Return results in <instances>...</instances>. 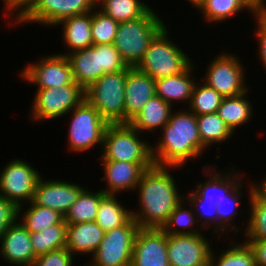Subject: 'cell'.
<instances>
[{
  "label": "cell",
  "mask_w": 266,
  "mask_h": 266,
  "mask_svg": "<svg viewBox=\"0 0 266 266\" xmlns=\"http://www.w3.org/2000/svg\"><path fill=\"white\" fill-rule=\"evenodd\" d=\"M140 134L129 123L108 124L100 160L153 163L151 146L141 139Z\"/></svg>",
  "instance_id": "8992f818"
},
{
  "label": "cell",
  "mask_w": 266,
  "mask_h": 266,
  "mask_svg": "<svg viewBox=\"0 0 266 266\" xmlns=\"http://www.w3.org/2000/svg\"><path fill=\"white\" fill-rule=\"evenodd\" d=\"M0 249V255L12 266H32L37 258L30 232L19 221L11 225L0 238Z\"/></svg>",
  "instance_id": "ac0fdd59"
},
{
  "label": "cell",
  "mask_w": 266,
  "mask_h": 266,
  "mask_svg": "<svg viewBox=\"0 0 266 266\" xmlns=\"http://www.w3.org/2000/svg\"><path fill=\"white\" fill-rule=\"evenodd\" d=\"M18 206L0 196V238L6 230L18 221Z\"/></svg>",
  "instance_id": "7bdbcfd3"
},
{
  "label": "cell",
  "mask_w": 266,
  "mask_h": 266,
  "mask_svg": "<svg viewBox=\"0 0 266 266\" xmlns=\"http://www.w3.org/2000/svg\"><path fill=\"white\" fill-rule=\"evenodd\" d=\"M69 113L72 115L67 141L70 152H86L95 146H103L104 132L109 123L95 107L85 99Z\"/></svg>",
  "instance_id": "ba28073f"
},
{
  "label": "cell",
  "mask_w": 266,
  "mask_h": 266,
  "mask_svg": "<svg viewBox=\"0 0 266 266\" xmlns=\"http://www.w3.org/2000/svg\"><path fill=\"white\" fill-rule=\"evenodd\" d=\"M254 254L256 266H266V240H244Z\"/></svg>",
  "instance_id": "f6af8a7d"
},
{
  "label": "cell",
  "mask_w": 266,
  "mask_h": 266,
  "mask_svg": "<svg viewBox=\"0 0 266 266\" xmlns=\"http://www.w3.org/2000/svg\"><path fill=\"white\" fill-rule=\"evenodd\" d=\"M119 203L117 195L106 194L99 203L96 223L104 232L121 227L132 218L131 209Z\"/></svg>",
  "instance_id": "4316f807"
},
{
  "label": "cell",
  "mask_w": 266,
  "mask_h": 266,
  "mask_svg": "<svg viewBox=\"0 0 266 266\" xmlns=\"http://www.w3.org/2000/svg\"><path fill=\"white\" fill-rule=\"evenodd\" d=\"M256 20V28L255 30V36L257 35V41L259 44L258 55H259V60L262 62L263 66L265 67L264 70H266V13H260L256 14L254 16Z\"/></svg>",
  "instance_id": "ee69618b"
},
{
  "label": "cell",
  "mask_w": 266,
  "mask_h": 266,
  "mask_svg": "<svg viewBox=\"0 0 266 266\" xmlns=\"http://www.w3.org/2000/svg\"><path fill=\"white\" fill-rule=\"evenodd\" d=\"M253 183L248 184V207L251 213L243 233L245 240H266V202L254 191Z\"/></svg>",
  "instance_id": "4dcf8cb0"
},
{
  "label": "cell",
  "mask_w": 266,
  "mask_h": 266,
  "mask_svg": "<svg viewBox=\"0 0 266 266\" xmlns=\"http://www.w3.org/2000/svg\"><path fill=\"white\" fill-rule=\"evenodd\" d=\"M103 74L85 90V99L109 123H125V83L131 69Z\"/></svg>",
  "instance_id": "5b68a950"
},
{
  "label": "cell",
  "mask_w": 266,
  "mask_h": 266,
  "mask_svg": "<svg viewBox=\"0 0 266 266\" xmlns=\"http://www.w3.org/2000/svg\"><path fill=\"white\" fill-rule=\"evenodd\" d=\"M195 70L192 63L184 72L155 80L156 95L162 100L174 106L175 102L187 101L189 105L196 77L192 75Z\"/></svg>",
  "instance_id": "7402d4cb"
},
{
  "label": "cell",
  "mask_w": 266,
  "mask_h": 266,
  "mask_svg": "<svg viewBox=\"0 0 266 266\" xmlns=\"http://www.w3.org/2000/svg\"><path fill=\"white\" fill-rule=\"evenodd\" d=\"M189 1L190 3H192V7L195 6L196 8L198 7V5L203 1V0H186Z\"/></svg>",
  "instance_id": "681fc988"
},
{
  "label": "cell",
  "mask_w": 266,
  "mask_h": 266,
  "mask_svg": "<svg viewBox=\"0 0 266 266\" xmlns=\"http://www.w3.org/2000/svg\"><path fill=\"white\" fill-rule=\"evenodd\" d=\"M163 22L151 7L142 17L119 23L113 45L127 66L140 62L150 42L166 26Z\"/></svg>",
  "instance_id": "3957f363"
},
{
  "label": "cell",
  "mask_w": 266,
  "mask_h": 266,
  "mask_svg": "<svg viewBox=\"0 0 266 266\" xmlns=\"http://www.w3.org/2000/svg\"><path fill=\"white\" fill-rule=\"evenodd\" d=\"M199 82L201 83L194 85L188 105L189 111L196 116L216 113L224 97L203 81Z\"/></svg>",
  "instance_id": "74e56055"
},
{
  "label": "cell",
  "mask_w": 266,
  "mask_h": 266,
  "mask_svg": "<svg viewBox=\"0 0 266 266\" xmlns=\"http://www.w3.org/2000/svg\"><path fill=\"white\" fill-rule=\"evenodd\" d=\"M96 8L119 23L142 17L150 9L140 0H96Z\"/></svg>",
  "instance_id": "1f68e13d"
},
{
  "label": "cell",
  "mask_w": 266,
  "mask_h": 266,
  "mask_svg": "<svg viewBox=\"0 0 266 266\" xmlns=\"http://www.w3.org/2000/svg\"><path fill=\"white\" fill-rule=\"evenodd\" d=\"M36 256L66 247L67 224H57L36 233H30Z\"/></svg>",
  "instance_id": "d590c367"
},
{
  "label": "cell",
  "mask_w": 266,
  "mask_h": 266,
  "mask_svg": "<svg viewBox=\"0 0 266 266\" xmlns=\"http://www.w3.org/2000/svg\"><path fill=\"white\" fill-rule=\"evenodd\" d=\"M41 173L23 159H13L0 173V196L18 207L33 200Z\"/></svg>",
  "instance_id": "7c38bea8"
},
{
  "label": "cell",
  "mask_w": 266,
  "mask_h": 266,
  "mask_svg": "<svg viewBox=\"0 0 266 266\" xmlns=\"http://www.w3.org/2000/svg\"><path fill=\"white\" fill-rule=\"evenodd\" d=\"M248 92L237 96L224 97L221 105L217 109V114L235 133V130L251 121L253 114V105L246 97Z\"/></svg>",
  "instance_id": "484cf974"
},
{
  "label": "cell",
  "mask_w": 266,
  "mask_h": 266,
  "mask_svg": "<svg viewBox=\"0 0 266 266\" xmlns=\"http://www.w3.org/2000/svg\"><path fill=\"white\" fill-rule=\"evenodd\" d=\"M219 54L214 57L207 67L203 82L223 97L237 96L249 92V85L245 82L246 70L239 57L227 52Z\"/></svg>",
  "instance_id": "8fae6325"
},
{
  "label": "cell",
  "mask_w": 266,
  "mask_h": 266,
  "mask_svg": "<svg viewBox=\"0 0 266 266\" xmlns=\"http://www.w3.org/2000/svg\"><path fill=\"white\" fill-rule=\"evenodd\" d=\"M100 163L104 170V176L101 179L107 183V189H102V191L113 195L126 192V190L127 192L136 190L143 171L154 164L112 160H100Z\"/></svg>",
  "instance_id": "e0dca14e"
},
{
  "label": "cell",
  "mask_w": 266,
  "mask_h": 266,
  "mask_svg": "<svg viewBox=\"0 0 266 266\" xmlns=\"http://www.w3.org/2000/svg\"><path fill=\"white\" fill-rule=\"evenodd\" d=\"M131 266H170L167 255V234L162 229H138Z\"/></svg>",
  "instance_id": "9a60e30c"
},
{
  "label": "cell",
  "mask_w": 266,
  "mask_h": 266,
  "mask_svg": "<svg viewBox=\"0 0 266 266\" xmlns=\"http://www.w3.org/2000/svg\"><path fill=\"white\" fill-rule=\"evenodd\" d=\"M29 0H3L2 2L4 3V8L6 7V9L4 10L7 14V18L8 15L9 17H13L15 15V11L16 13L28 2Z\"/></svg>",
  "instance_id": "bcb514c9"
},
{
  "label": "cell",
  "mask_w": 266,
  "mask_h": 266,
  "mask_svg": "<svg viewBox=\"0 0 266 266\" xmlns=\"http://www.w3.org/2000/svg\"><path fill=\"white\" fill-rule=\"evenodd\" d=\"M59 25L63 26L62 38L68 49L67 53H59L60 55L66 56L71 52L93 45L91 37V12L66 18L59 22L56 27Z\"/></svg>",
  "instance_id": "d4e9b609"
},
{
  "label": "cell",
  "mask_w": 266,
  "mask_h": 266,
  "mask_svg": "<svg viewBox=\"0 0 266 266\" xmlns=\"http://www.w3.org/2000/svg\"><path fill=\"white\" fill-rule=\"evenodd\" d=\"M205 236L203 233L167 235L169 265L198 266L209 260L212 245H210V241Z\"/></svg>",
  "instance_id": "5bb4252c"
},
{
  "label": "cell",
  "mask_w": 266,
  "mask_h": 266,
  "mask_svg": "<svg viewBox=\"0 0 266 266\" xmlns=\"http://www.w3.org/2000/svg\"><path fill=\"white\" fill-rule=\"evenodd\" d=\"M257 14L266 13V0H244Z\"/></svg>",
  "instance_id": "7dc6e473"
},
{
  "label": "cell",
  "mask_w": 266,
  "mask_h": 266,
  "mask_svg": "<svg viewBox=\"0 0 266 266\" xmlns=\"http://www.w3.org/2000/svg\"><path fill=\"white\" fill-rule=\"evenodd\" d=\"M196 119L200 139L205 148L214 143L226 142L234 134L217 113L196 116Z\"/></svg>",
  "instance_id": "836d02e7"
},
{
  "label": "cell",
  "mask_w": 266,
  "mask_h": 266,
  "mask_svg": "<svg viewBox=\"0 0 266 266\" xmlns=\"http://www.w3.org/2000/svg\"><path fill=\"white\" fill-rule=\"evenodd\" d=\"M73 259L74 256L64 247L37 256L32 266H73Z\"/></svg>",
  "instance_id": "b9f144b4"
},
{
  "label": "cell",
  "mask_w": 266,
  "mask_h": 266,
  "mask_svg": "<svg viewBox=\"0 0 266 266\" xmlns=\"http://www.w3.org/2000/svg\"><path fill=\"white\" fill-rule=\"evenodd\" d=\"M39 61V62H38ZM23 67L19 77L37 89H46L72 84L74 82L70 63L66 56L53 54Z\"/></svg>",
  "instance_id": "4fadbf2b"
},
{
  "label": "cell",
  "mask_w": 266,
  "mask_h": 266,
  "mask_svg": "<svg viewBox=\"0 0 266 266\" xmlns=\"http://www.w3.org/2000/svg\"><path fill=\"white\" fill-rule=\"evenodd\" d=\"M208 166V168H206ZM206 165L202 167L205 176H210L204 182L197 183V188L194 191L203 199V203L215 204L221 202L227 194H229L242 180L241 172L229 170V172L219 173L217 167ZM213 169V170H212ZM207 170V171H206ZM231 171V172H230ZM210 173V174H209ZM241 177H239V176ZM241 180V181H240Z\"/></svg>",
  "instance_id": "ffe728a7"
},
{
  "label": "cell",
  "mask_w": 266,
  "mask_h": 266,
  "mask_svg": "<svg viewBox=\"0 0 266 266\" xmlns=\"http://www.w3.org/2000/svg\"><path fill=\"white\" fill-rule=\"evenodd\" d=\"M184 203H186L185 199L173 210L167 223L163 226L162 230L167 235H193L203 233L200 230H204V228H200L201 226L198 223L193 207H185ZM195 226H198V230L194 228Z\"/></svg>",
  "instance_id": "e575fe53"
},
{
  "label": "cell",
  "mask_w": 266,
  "mask_h": 266,
  "mask_svg": "<svg viewBox=\"0 0 266 266\" xmlns=\"http://www.w3.org/2000/svg\"><path fill=\"white\" fill-rule=\"evenodd\" d=\"M100 60L102 67V75L124 70L127 65L120 57L119 52L113 44L100 45Z\"/></svg>",
  "instance_id": "60d3db41"
},
{
  "label": "cell",
  "mask_w": 266,
  "mask_h": 266,
  "mask_svg": "<svg viewBox=\"0 0 266 266\" xmlns=\"http://www.w3.org/2000/svg\"><path fill=\"white\" fill-rule=\"evenodd\" d=\"M84 100L85 90L75 81L65 86L37 89L30 115L35 122L53 120L68 115Z\"/></svg>",
  "instance_id": "9c48e42d"
},
{
  "label": "cell",
  "mask_w": 266,
  "mask_h": 266,
  "mask_svg": "<svg viewBox=\"0 0 266 266\" xmlns=\"http://www.w3.org/2000/svg\"><path fill=\"white\" fill-rule=\"evenodd\" d=\"M161 133L162 137H158L156 145H151L155 165L178 169L185 166L188 160L202 157L201 154L206 151L200 139L196 115L189 109L172 111Z\"/></svg>",
  "instance_id": "7a4b0ae2"
},
{
  "label": "cell",
  "mask_w": 266,
  "mask_h": 266,
  "mask_svg": "<svg viewBox=\"0 0 266 266\" xmlns=\"http://www.w3.org/2000/svg\"><path fill=\"white\" fill-rule=\"evenodd\" d=\"M104 233L95 221L67 224L66 248L73 256L88 253L92 256L103 240Z\"/></svg>",
  "instance_id": "603a6c76"
},
{
  "label": "cell",
  "mask_w": 266,
  "mask_h": 266,
  "mask_svg": "<svg viewBox=\"0 0 266 266\" xmlns=\"http://www.w3.org/2000/svg\"><path fill=\"white\" fill-rule=\"evenodd\" d=\"M23 208V205L18 208V218L22 216L18 221H20L30 233L42 231L53 225L66 224L64 216L59 212L36 205L32 201L29 204L28 210L26 209V211L24 210V212H22Z\"/></svg>",
  "instance_id": "f1b7e54d"
},
{
  "label": "cell",
  "mask_w": 266,
  "mask_h": 266,
  "mask_svg": "<svg viewBox=\"0 0 266 266\" xmlns=\"http://www.w3.org/2000/svg\"><path fill=\"white\" fill-rule=\"evenodd\" d=\"M73 73L74 81L84 90L102 76L100 45H92L66 55Z\"/></svg>",
  "instance_id": "44dd1931"
},
{
  "label": "cell",
  "mask_w": 266,
  "mask_h": 266,
  "mask_svg": "<svg viewBox=\"0 0 266 266\" xmlns=\"http://www.w3.org/2000/svg\"><path fill=\"white\" fill-rule=\"evenodd\" d=\"M198 266H212V262H211V260L209 259V260H207L206 262H204L203 264L198 265Z\"/></svg>",
  "instance_id": "f907efd6"
},
{
  "label": "cell",
  "mask_w": 266,
  "mask_h": 266,
  "mask_svg": "<svg viewBox=\"0 0 266 266\" xmlns=\"http://www.w3.org/2000/svg\"><path fill=\"white\" fill-rule=\"evenodd\" d=\"M243 182L239 183L229 194L225 196V198L217 203V237L221 239L226 234L224 231L228 233L230 232V228L232 232H235L234 234H238L240 232L239 226H236L234 224L235 215H238L239 211V205L241 203L240 198L243 195L241 194V191L243 187ZM233 224V225H232ZM229 226V227H228ZM237 232V233H236ZM221 234V235H220Z\"/></svg>",
  "instance_id": "d6a6232c"
},
{
  "label": "cell",
  "mask_w": 266,
  "mask_h": 266,
  "mask_svg": "<svg viewBox=\"0 0 266 266\" xmlns=\"http://www.w3.org/2000/svg\"><path fill=\"white\" fill-rule=\"evenodd\" d=\"M85 188L65 180L43 179L41 176L35 188L32 202L53 209L65 216Z\"/></svg>",
  "instance_id": "2e32d148"
},
{
  "label": "cell",
  "mask_w": 266,
  "mask_h": 266,
  "mask_svg": "<svg viewBox=\"0 0 266 266\" xmlns=\"http://www.w3.org/2000/svg\"><path fill=\"white\" fill-rule=\"evenodd\" d=\"M260 184H254V191L266 202V178Z\"/></svg>",
  "instance_id": "c3c4849f"
},
{
  "label": "cell",
  "mask_w": 266,
  "mask_h": 266,
  "mask_svg": "<svg viewBox=\"0 0 266 266\" xmlns=\"http://www.w3.org/2000/svg\"><path fill=\"white\" fill-rule=\"evenodd\" d=\"M196 9L209 24L229 20L246 9L253 17L257 14L244 0H203Z\"/></svg>",
  "instance_id": "83f0119b"
},
{
  "label": "cell",
  "mask_w": 266,
  "mask_h": 266,
  "mask_svg": "<svg viewBox=\"0 0 266 266\" xmlns=\"http://www.w3.org/2000/svg\"><path fill=\"white\" fill-rule=\"evenodd\" d=\"M185 196L186 203L191 205L197 216L201 228L214 229L212 234H217V207L215 204L203 203V199L194 191ZM213 224V225H212ZM204 226V227H203Z\"/></svg>",
  "instance_id": "ab89813d"
},
{
  "label": "cell",
  "mask_w": 266,
  "mask_h": 266,
  "mask_svg": "<svg viewBox=\"0 0 266 266\" xmlns=\"http://www.w3.org/2000/svg\"><path fill=\"white\" fill-rule=\"evenodd\" d=\"M169 37V30L165 26L150 42L135 68L154 80L184 72L192 61Z\"/></svg>",
  "instance_id": "277c9868"
},
{
  "label": "cell",
  "mask_w": 266,
  "mask_h": 266,
  "mask_svg": "<svg viewBox=\"0 0 266 266\" xmlns=\"http://www.w3.org/2000/svg\"><path fill=\"white\" fill-rule=\"evenodd\" d=\"M139 228L132 217L121 227L105 232L91 261L83 266H131L134 240Z\"/></svg>",
  "instance_id": "30bf717a"
},
{
  "label": "cell",
  "mask_w": 266,
  "mask_h": 266,
  "mask_svg": "<svg viewBox=\"0 0 266 266\" xmlns=\"http://www.w3.org/2000/svg\"><path fill=\"white\" fill-rule=\"evenodd\" d=\"M105 195L106 194L102 190L98 189V191L94 193L85 188L78 196L77 201L69 208L64 216L65 223L77 224L96 221L100 200Z\"/></svg>",
  "instance_id": "f546056e"
},
{
  "label": "cell",
  "mask_w": 266,
  "mask_h": 266,
  "mask_svg": "<svg viewBox=\"0 0 266 266\" xmlns=\"http://www.w3.org/2000/svg\"><path fill=\"white\" fill-rule=\"evenodd\" d=\"M125 123H129L156 95L155 80L132 67L125 83Z\"/></svg>",
  "instance_id": "d6986e66"
},
{
  "label": "cell",
  "mask_w": 266,
  "mask_h": 266,
  "mask_svg": "<svg viewBox=\"0 0 266 266\" xmlns=\"http://www.w3.org/2000/svg\"><path fill=\"white\" fill-rule=\"evenodd\" d=\"M229 243V247L220 254L218 253V256L211 250L210 260L212 266H256L253 251L245 241L240 244L237 241L235 242L234 239V241H229Z\"/></svg>",
  "instance_id": "8d00e7d4"
},
{
  "label": "cell",
  "mask_w": 266,
  "mask_h": 266,
  "mask_svg": "<svg viewBox=\"0 0 266 266\" xmlns=\"http://www.w3.org/2000/svg\"><path fill=\"white\" fill-rule=\"evenodd\" d=\"M173 106L155 95L143 109L129 122L141 134L162 129L169 121Z\"/></svg>",
  "instance_id": "cb8c5ba5"
},
{
  "label": "cell",
  "mask_w": 266,
  "mask_h": 266,
  "mask_svg": "<svg viewBox=\"0 0 266 266\" xmlns=\"http://www.w3.org/2000/svg\"><path fill=\"white\" fill-rule=\"evenodd\" d=\"M96 0H29L11 20L13 26L18 23H38L56 26L62 20L92 12Z\"/></svg>",
  "instance_id": "52a82bcc"
},
{
  "label": "cell",
  "mask_w": 266,
  "mask_h": 266,
  "mask_svg": "<svg viewBox=\"0 0 266 266\" xmlns=\"http://www.w3.org/2000/svg\"><path fill=\"white\" fill-rule=\"evenodd\" d=\"M175 168L153 164L143 171L136 188L140 205L138 210L132 211L140 228L162 229L173 210L185 199L168 171Z\"/></svg>",
  "instance_id": "6da1fadb"
},
{
  "label": "cell",
  "mask_w": 266,
  "mask_h": 266,
  "mask_svg": "<svg viewBox=\"0 0 266 266\" xmlns=\"http://www.w3.org/2000/svg\"><path fill=\"white\" fill-rule=\"evenodd\" d=\"M93 11L91 12V37L93 45L113 44L119 22L105 15L97 8Z\"/></svg>",
  "instance_id": "f35d334b"
}]
</instances>
